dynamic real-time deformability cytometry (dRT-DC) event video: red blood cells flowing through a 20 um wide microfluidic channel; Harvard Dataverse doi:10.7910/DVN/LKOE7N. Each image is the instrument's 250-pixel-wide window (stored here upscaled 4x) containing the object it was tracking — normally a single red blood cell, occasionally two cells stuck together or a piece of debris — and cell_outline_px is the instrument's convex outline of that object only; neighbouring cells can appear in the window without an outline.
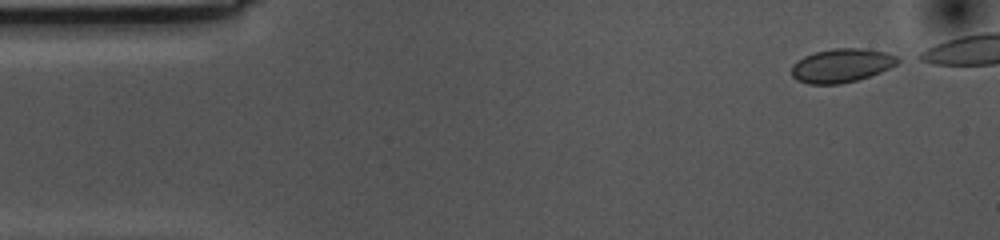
{"species": "common noctule bat (a hibernating species)", "species_latin": "Nyctalus noctula", "temperature_condition": "cold", "stored_images_in_passage": 41, "camera_frame_rate_fps": 3000, "um_per_image_px": 0.085, "animal": {"sex": "female", "body_mass_g": 10.0, "forearm_length_mm": 53.1}, "frame": {"image": 1, "passage_image": 1, "time_ms": 0.0, "image_size_px": [1000, 240], "cell_outline_px": [[904, 60], [880, 72], [856, 80], [840, 84], [808, 84], [796, 80], [792, 76], [792, 64], [804, 56], [816, 52], [832, 48], [860, 48], [884, 52], [896, 56]], "centroid_in_image_um": [71.52, 5.57], "position_along_channel_um": 13.5, "area_um2": 20.81}}
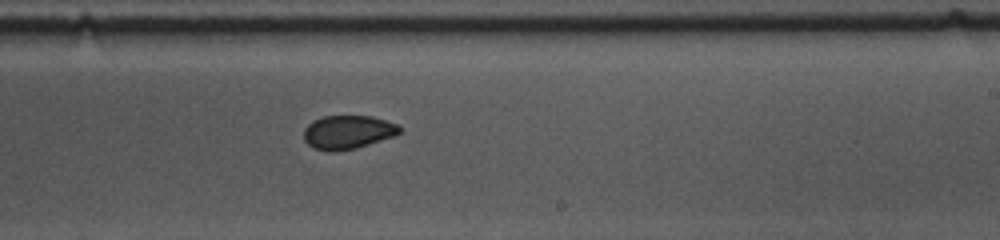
{"frame": {"image": 2, "passage_image": 29, "time_ms": 9.333, "image_size_px": [1000, 240], "cell_outline_px": [[404, 132], [356, 148], [336, 152], [328, 152], [312, 148], [304, 140], [304, 128], [312, 120], [324, 116], [372, 116], [400, 124]], "centroid_in_image_um": [29.57, 11.23], "position_along_channel_um": 259.4, "area_um2": 19.07}}
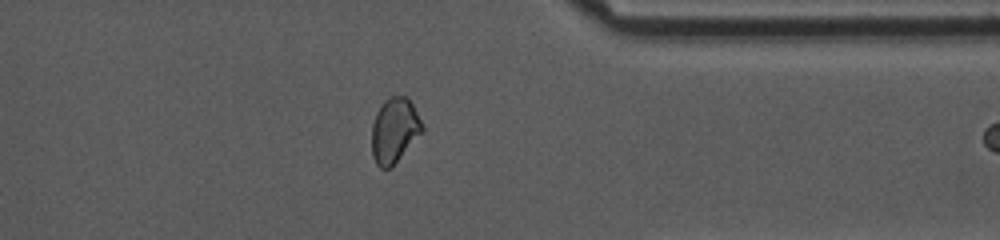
{"frame": {"image": 3, "passage_image": 40, "time_ms": 13.0, "image_size_px": [1000, 240], "cell_outline_px": [[424, 128], [396, 160], [388, 168], [380, 168], [376, 164], [372, 156], [372, 124], [376, 112], [384, 100], [388, 96], [404, 96], [412, 104], [424, 124]], "centroid_in_image_um": [33.49, 11.03], "position_along_channel_um": 377.9, "area_um2": 18.61}}